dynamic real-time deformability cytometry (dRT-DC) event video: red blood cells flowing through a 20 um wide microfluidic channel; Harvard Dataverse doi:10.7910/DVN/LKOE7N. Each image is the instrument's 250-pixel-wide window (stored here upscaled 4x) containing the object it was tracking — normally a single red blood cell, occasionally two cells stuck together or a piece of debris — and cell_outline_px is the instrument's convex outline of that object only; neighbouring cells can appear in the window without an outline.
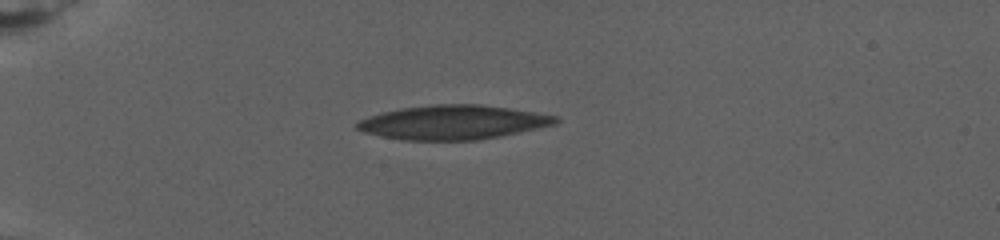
{"species": "human", "species_latin": "Homo sapiens", "temperature_condition": "warm", "stored_images_in_passage": 27, "camera_frame_rate_fps": 3000, "um_per_image_px": 0.085, "donor": {"sex": "female"}, "frame": {"image": 1, "passage_image": 1, "time_ms": 0.0, "image_size_px": [1000, 240], "cell_outline_px": [[560, 120], [556, 124], [500, 136], [476, 140], [404, 140], [380, 136], [364, 132], [356, 128], [356, 124], [360, 120], [368, 116], [400, 108], [436, 104], [480, 104], [508, 108], [560, 116]], "centroid_in_image_um": [38.52, 10.39], "position_along_channel_um": 46.5, "area_um2": 39.42}}
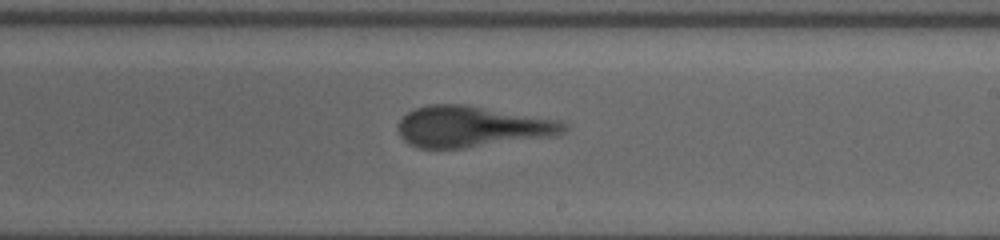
{"frame": {"image": 2, "passage_image": 12, "time_ms": 9.333, "image_size_px": [1000, 240], "cell_outline_px": [[568, 128], [564, 132], [556, 136], [460, 148], [420, 148], [408, 144], [400, 136], [400, 120], [408, 112], [416, 108], [428, 104], [464, 104], [560, 120], [568, 124]], "centroid_in_image_um": [40.16, 10.76], "position_along_channel_um": 248.8, "area_um2": 39.48}}
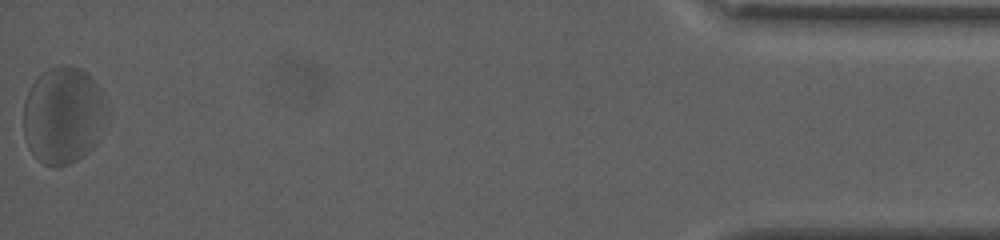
{"frame": {"image": 3, "passage_image": 27, "time_ms": 19.333, "image_size_px": [1000, 240], "cell_outline_px": [[108, 112], [92, 148], [84, 156], [68, 164], [56, 168], [44, 164], [36, 160], [28, 148], [24, 136], [24, 100], [36, 76], [40, 72], [48, 68], [60, 64], [68, 64], [80, 68], [88, 72], [96, 84], [100, 92]], "centroid_in_image_um": [5.33, 9.79], "position_along_channel_um": 429.9, "area_um2": 47.51}, "authors_computed_cell_mechanics": {"area_um2": 39.8242, "velocity_mm_per_s": 2.589, "shape_relaxation_time_tau1_ms": 4.8218, "shape_relaxation_time_tau2_ms": 1.537, "deformation_change_tau1": 0.163, "deformation_change_tau2": 0.1128}}